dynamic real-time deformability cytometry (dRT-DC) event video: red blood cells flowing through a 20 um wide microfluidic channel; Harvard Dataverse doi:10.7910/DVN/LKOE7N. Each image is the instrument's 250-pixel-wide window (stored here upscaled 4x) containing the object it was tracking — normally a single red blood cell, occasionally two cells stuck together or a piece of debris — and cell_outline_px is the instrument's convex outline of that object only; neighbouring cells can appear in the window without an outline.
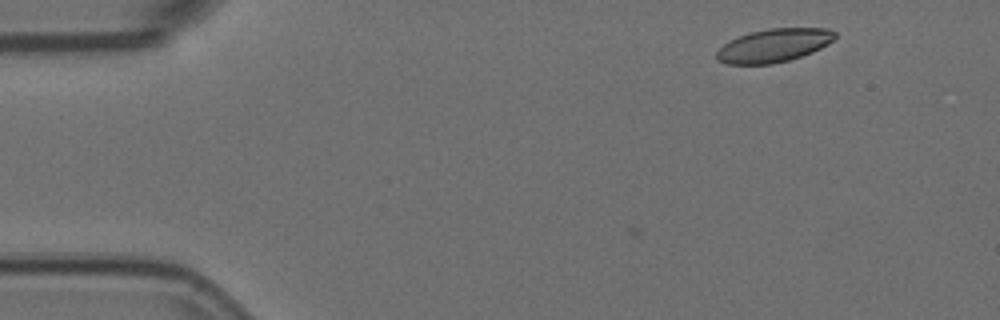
{"species": "Egyptian fruit bat (a non-hibernating species)", "species_latin": "Rousettus aegyptiacus", "temperature_condition": "room temperature", "stored_images_in_passage": 5, "segment_of_instrument_passage": [1, 2], "camera_frame_rate_fps": 3000, "um_per_image_px": 0.085, "animal": {"sex": "female"}, "frame": {"image": 1, "passage_image": 2, "time_ms": 0.333, "image_size_px": [1000, 320], "cell_outline_px": [[836, 36], [828, 44], [812, 52], [788, 60], [772, 64], [724, 64], [716, 60], [716, 52], [724, 44], [740, 36], [752, 32], [768, 28], [828, 28], [836, 32]], "centroid_in_image_um": [65.77, 3.86], "position_along_channel_um": 19.2, "area_um2": 22.83}}
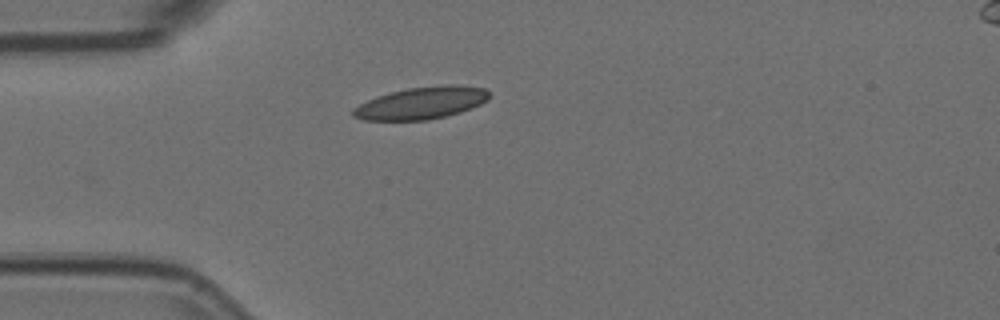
{"frame": {"image": 2, "passage_image": 4, "time_ms": 1.0, "image_size_px": [1000, 320], "cell_outline_px": [[488, 100], [480, 104], [460, 112], [428, 120], [364, 120], [352, 116], [352, 108], [376, 96], [408, 88], [444, 84], [452, 84], [484, 88], [488, 92]], "centroid_in_image_um": [35.79, 8.75], "position_along_channel_um": 49.2, "area_um2": 25.37}}